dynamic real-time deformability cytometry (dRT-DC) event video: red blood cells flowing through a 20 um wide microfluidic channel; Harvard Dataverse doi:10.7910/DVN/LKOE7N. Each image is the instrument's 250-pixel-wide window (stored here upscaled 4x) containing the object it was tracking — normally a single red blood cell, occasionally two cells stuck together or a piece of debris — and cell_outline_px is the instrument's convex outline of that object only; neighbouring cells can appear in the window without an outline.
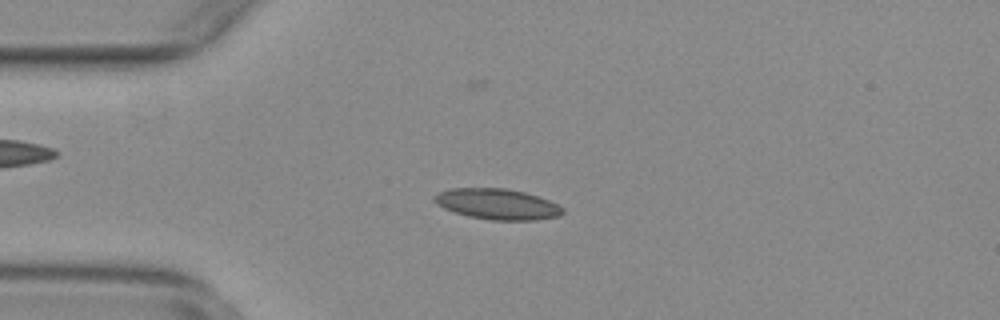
{"species": "common noctule bat (a hibernating species)", "species_latin": "Nyctalus noctula", "temperature_condition": "warm", "stored_images_in_passage": 54, "camera_frame_rate_fps": 3000, "um_per_image_px": 0.085, "animal": {"sex": "female", "body_mass_g": 29.2, "forearm_length_mm": 56.3}, "frame": {"image": 1, "passage_image": 13, "time_ms": 4.0, "image_size_px": [1000, 320], "cell_outline_px": [[564, 212], [560, 216], [536, 220], [492, 220], [468, 216], [444, 208], [432, 200], [432, 196], [440, 192], [452, 188], [504, 188], [524, 192], [548, 200], [564, 208]], "centroid_in_image_um": [42.27, 17.35], "position_along_channel_um": 42.7, "area_um2": 22.83}}
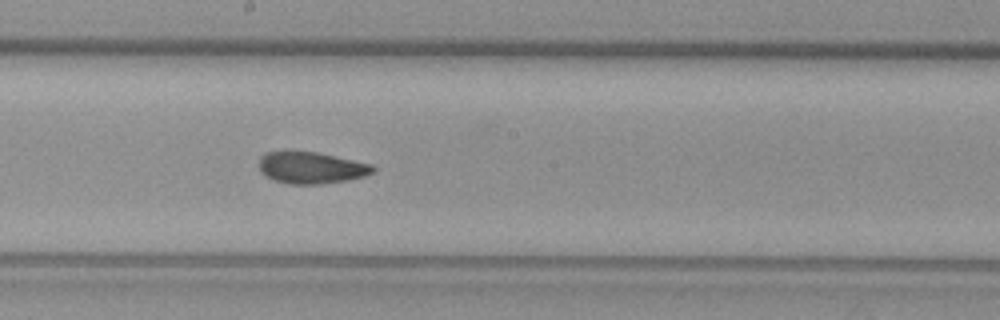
{"frame": {"image": 2, "passage_image": 29, "time_ms": 9.333, "image_size_px": [1000, 320], "cell_outline_px": [[376, 172], [364, 176], [348, 180], [320, 184], [288, 184], [272, 180], [264, 176], [260, 172], [260, 156], [264, 152], [284, 148], [288, 148], [316, 152], [372, 164], [376, 168]], "centroid_in_image_um": [26.38, 14.22], "position_along_channel_um": 221.8, "area_um2": 21.91}}
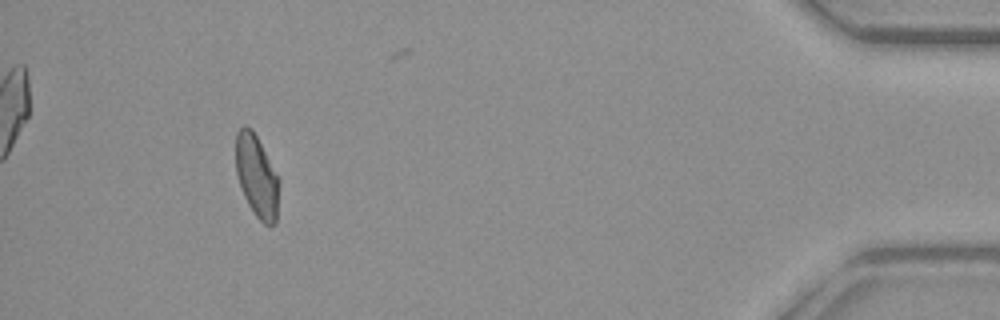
{"frame": {"image": 3, "passage_image": 50, "time_ms": 16.333, "image_size_px": [1000, 320], "cell_outline_px": [[280, 184], [276, 224], [264, 224], [256, 216], [248, 204], [240, 188], [236, 172], [236, 132], [244, 124], [252, 128], [280, 176]], "centroid_in_image_um": [21.85, 14.96], "position_along_channel_um": 413.4, "area_um2": 21.27}, "authors_computed_cell_mechanics": {"area_um2": 21.4438, "velocity_mm_per_s": 3.7509, "shape_relaxation_time_tau1_ms": null, "shape_relaxation_time_tau2_ms": 1.9652, "deformation_change_tau1": null, "deformation_change_tau2": 0.079}}